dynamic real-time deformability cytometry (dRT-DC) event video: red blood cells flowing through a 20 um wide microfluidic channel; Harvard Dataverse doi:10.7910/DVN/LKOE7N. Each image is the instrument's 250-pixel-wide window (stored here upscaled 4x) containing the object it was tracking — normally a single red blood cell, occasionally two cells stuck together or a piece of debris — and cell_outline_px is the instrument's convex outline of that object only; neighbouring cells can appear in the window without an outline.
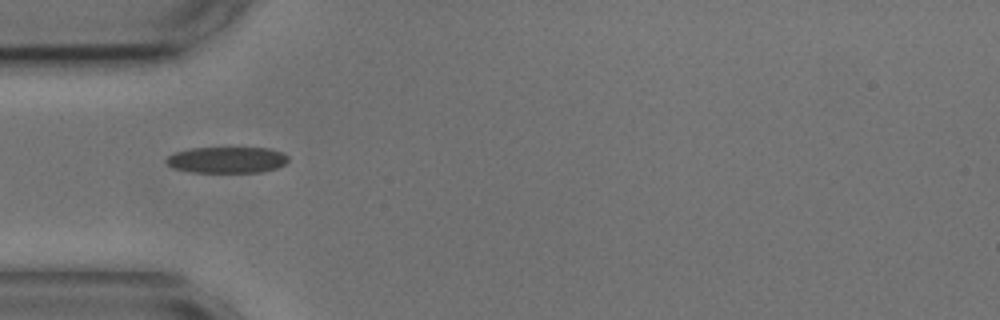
{"species": "common noctule bat (a hibernating species)", "species_latin": "Nyctalus noctula", "temperature_condition": "cold", "stored_images_in_passage": 40, "camera_frame_rate_fps": 3000, "um_per_image_px": 0.085, "animal": {"sex": "male", "body_mass_g": 17.9, "forearm_length_mm": 54.2}, "frame": {"image": 1, "passage_image": 1, "time_ms": 0.0, "image_size_px": [1000, 320], "cell_outline_px": [[288, 160], [284, 164], [276, 168], [260, 172], [192, 172], [172, 168], [164, 160], [168, 156], [176, 152], [188, 148], [272, 148], [284, 152], [288, 156]], "centroid_in_image_um": [19.29, 13.58], "position_along_channel_um": 65.7, "area_um2": 18.73}}
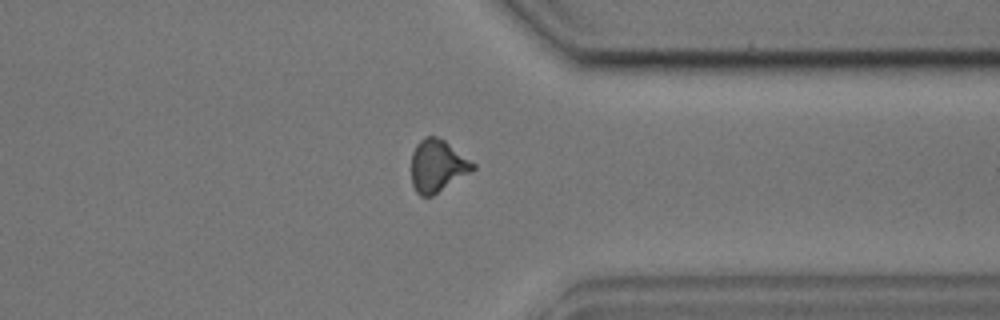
{"frame": {"image": 2, "passage_image": 27, "time_ms": 8.667, "image_size_px": [1000, 320], "cell_outline_px": [[476, 168], [432, 196], [420, 196], [416, 192], [412, 184], [412, 152], [416, 144], [424, 136], [436, 136], [444, 140], [476, 164]], "centroid_in_image_um": [37.16, 14.08], "position_along_channel_um": 374.2, "area_um2": 18.61}}
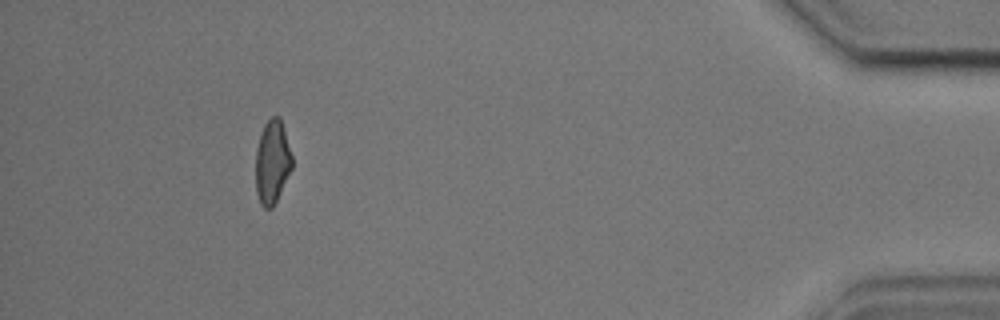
{"frame": {"image": 3, "passage_image": 35, "time_ms": 11.333, "image_size_px": [1000, 320], "cell_outline_px": [[292, 168], [272, 208], [264, 208], [260, 204], [256, 192], [256, 148], [264, 124], [272, 116], [280, 116], [292, 156]], "centroid_in_image_um": [23.13, 13.76], "position_along_channel_um": 412.1, "area_um2": 17.57}, "authors_computed_cell_mechanics": {"area_um2": 18.6116, "velocity_mm_per_s": 3.6085, "shape_relaxation_time_tau1_ms": null, "shape_relaxation_time_tau2_ms": 2.7774, "deformation_change_tau1": null, "deformation_change_tau2": 0.0866}}